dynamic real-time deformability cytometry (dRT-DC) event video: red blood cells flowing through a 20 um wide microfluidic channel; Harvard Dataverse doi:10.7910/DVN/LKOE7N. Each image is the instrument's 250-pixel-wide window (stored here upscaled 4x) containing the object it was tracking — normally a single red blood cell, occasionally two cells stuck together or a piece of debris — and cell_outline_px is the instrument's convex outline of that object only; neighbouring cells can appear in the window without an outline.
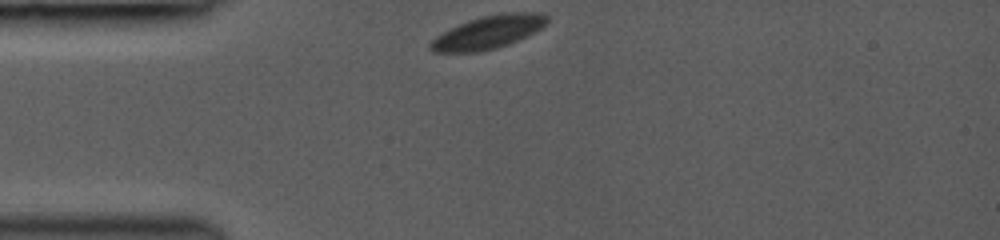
{"species": "common noctule bat (a hibernating species)", "species_latin": "Nyctalus noctula", "temperature_condition": "room temperature", "stored_images_in_passage": 12, "camera_frame_rate_fps": 3000, "um_per_image_px": 0.085, "animal": {"sex": "female", "body_mass_g": 19.0, "forearm_length_mm": 53.3}, "frame": {"image": 1, "passage_image": 1, "time_ms": 0.0, "image_size_px": [1000, 240], "cell_outline_px": [[548, 20], [536, 32], [508, 44], [496, 48], [476, 52], [432, 52], [428, 48], [428, 44], [436, 36], [468, 20], [484, 16], [508, 12], [540, 12], [548, 16]], "centroid_in_image_um": [41.5, 2.74], "position_along_channel_um": 43.5, "area_um2": 22.25}}
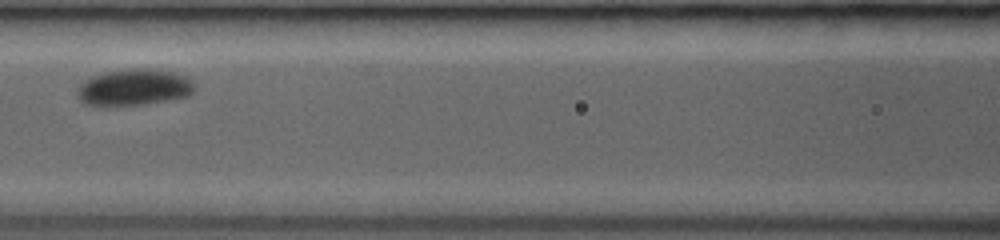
{"frame": {"image": 2, "passage_image": 5, "time_ms": 3.333, "image_size_px": [1000, 240], "cell_outline_px": [[196, 88], [188, 96], [168, 100], [144, 104], [112, 108], [84, 104], [80, 100], [76, 92], [80, 84], [88, 76], [128, 68], [148, 68], [188, 76], [196, 84]], "centroid_in_image_um": [11.36, 7.45], "position_along_channel_um": 155.2, "area_um2": 25.61}}
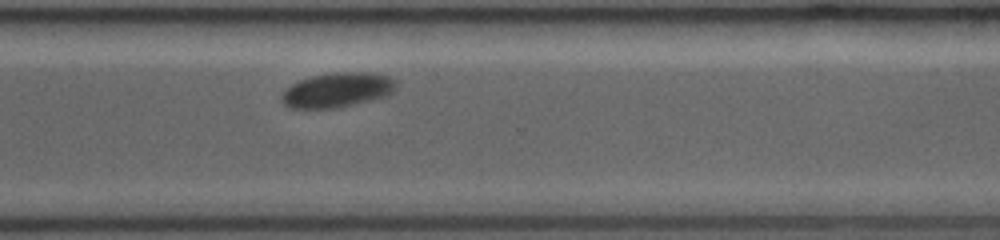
{"frame": {"image": 3, "passage_image": 12, "time_ms": 8.0, "image_size_px": [1000, 240], "cell_outline_px": [[396, 88], [392, 92], [384, 96], [352, 104], [332, 108], [288, 108], [280, 100], [280, 96], [292, 84], [300, 80], [312, 76], [336, 72], [368, 72], [388, 76], [396, 80]], "centroid_in_image_um": [28.65, 7.64], "position_along_channel_um": 341.9, "area_um2": 22.83}}